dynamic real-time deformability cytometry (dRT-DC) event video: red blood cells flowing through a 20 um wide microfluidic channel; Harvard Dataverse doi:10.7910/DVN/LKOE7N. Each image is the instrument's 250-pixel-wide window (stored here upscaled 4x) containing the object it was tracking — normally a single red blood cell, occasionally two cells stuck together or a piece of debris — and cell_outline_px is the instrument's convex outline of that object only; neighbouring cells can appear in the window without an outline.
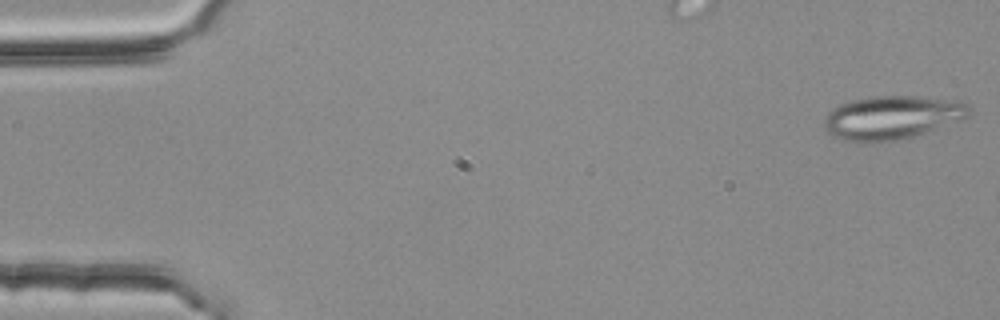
{"species": "common noctule bat (a hibernating species)", "species_latin": "Nyctalus noctula", "temperature_condition": "room temperature", "stored_images_in_passage": 3, "camera_frame_rate_fps": 3000, "um_per_image_px": 0.085, "animal": {"sex": "female", "body_mass_g": 25.1}, "frame": {"image": 1, "passage_image": 1, "time_ms": 0.0, "image_size_px": [1000, 320], "cell_outline_px": [[972, 112], [968, 116], [960, 120], [912, 136], [892, 140], [844, 140], [828, 132], [824, 128], [824, 116], [828, 112], [840, 104], [852, 100], [872, 96], [916, 96], [960, 100], [972, 108]], "centroid_in_image_um": [75.85, 9.94], "position_along_channel_um": 9.2, "area_um2": 36.13}}